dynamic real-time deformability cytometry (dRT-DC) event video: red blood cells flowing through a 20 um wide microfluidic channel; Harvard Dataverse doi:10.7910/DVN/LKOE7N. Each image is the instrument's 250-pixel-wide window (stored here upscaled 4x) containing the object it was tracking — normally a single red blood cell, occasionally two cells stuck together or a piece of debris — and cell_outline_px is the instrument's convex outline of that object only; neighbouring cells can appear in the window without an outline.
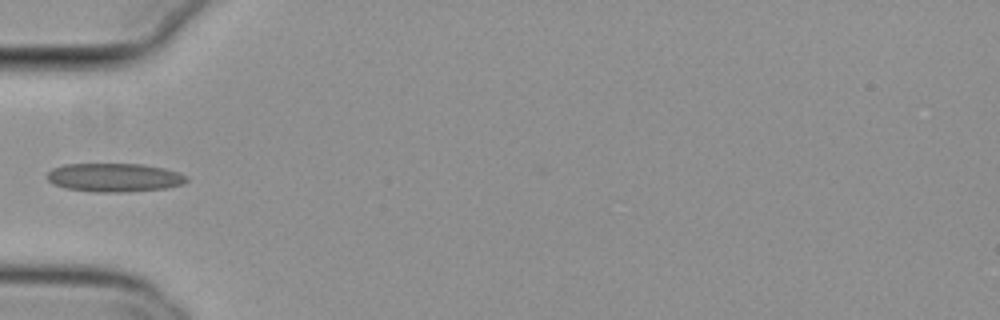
{"species": "common noctule bat (a hibernating species)", "species_latin": "Nyctalus noctula", "temperature_condition": "cold", "stored_images_in_passage": 37, "camera_frame_rate_fps": 3000, "um_per_image_px": 0.085, "animal": {"sex": "female", "body_mass_g": 29.2, "forearm_length_mm": 56.3}, "frame": {"image": 1, "passage_image": 1, "time_ms": 0.0, "image_size_px": [1000, 320], "cell_outline_px": [[188, 180], [184, 184], [168, 188], [124, 192], [92, 192], [64, 188], [52, 184], [48, 180], [48, 172], [52, 168], [64, 164], [140, 164], [164, 168], [180, 172], [188, 176]], "centroid_in_image_um": [9.74, 15.09], "position_along_channel_um": 75.3, "area_um2": 23.52}}
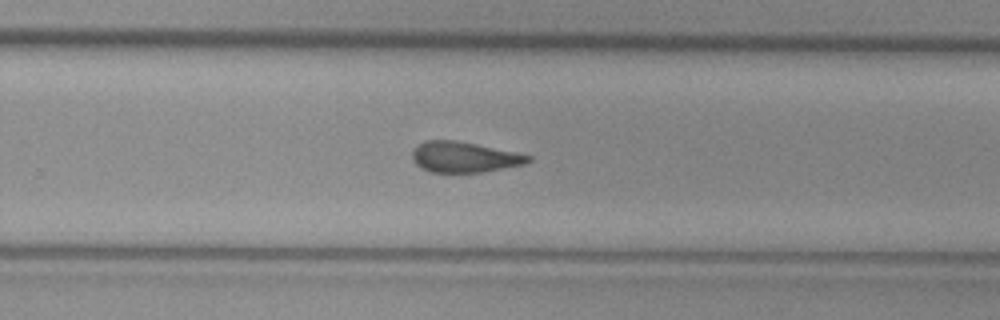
{"frame": {"image": 2, "passage_image": 18, "time_ms": 5.667, "image_size_px": [1000, 320], "cell_outline_px": [[532, 160], [524, 164], [484, 172], [428, 172], [420, 168], [412, 160], [412, 148], [424, 140], [456, 140], [516, 152], [532, 156]], "centroid_in_image_um": [39.41, 13.35], "position_along_channel_um": 290.4, "area_um2": 20.87}}
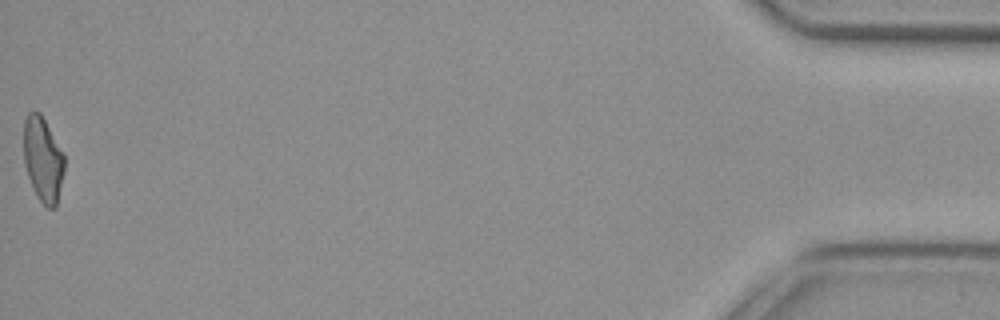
{"frame": {"image": 3, "passage_image": 37, "time_ms": 12.0, "image_size_px": [1000, 320], "cell_outline_px": [[64, 172], [56, 208], [48, 208], [36, 196], [28, 176], [24, 160], [24, 120], [28, 112], [40, 112], [64, 156]], "centroid_in_image_um": [3.64, 13.57], "position_along_channel_um": 431.6, "area_um2": 19.83}}